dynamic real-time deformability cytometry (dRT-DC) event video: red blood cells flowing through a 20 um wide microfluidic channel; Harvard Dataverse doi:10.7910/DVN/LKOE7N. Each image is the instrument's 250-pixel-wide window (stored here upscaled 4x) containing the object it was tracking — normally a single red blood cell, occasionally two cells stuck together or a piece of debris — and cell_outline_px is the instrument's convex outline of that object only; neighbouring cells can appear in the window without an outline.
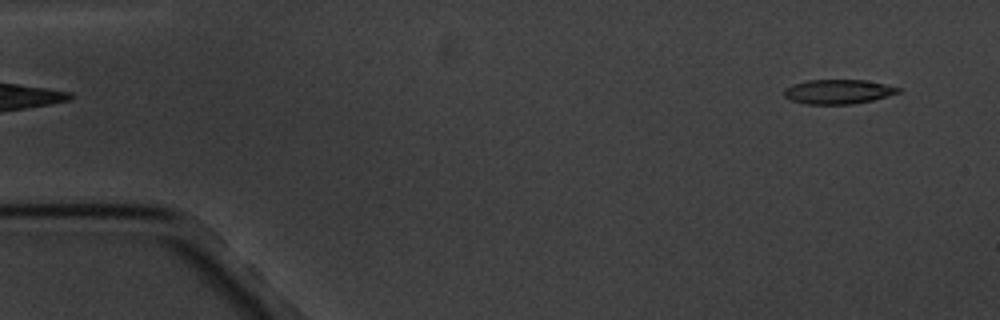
{"species": "common noctule bat (a hibernating species)", "species_latin": "Nyctalus noctula", "temperature_condition": "cold", "stored_images_in_passage": 16, "camera_frame_rate_fps": 3000, "um_per_image_px": 0.085, "animal": {"sex": "male", "body_mass_g": 20.1, "forearm_length_mm": 53.5}, "frame": {"image": 1, "passage_image": 1, "time_ms": 0.0, "image_size_px": [1000, 320], "cell_outline_px": [[900, 92], [888, 96], [872, 100], [852, 104], [804, 104], [792, 100], [784, 96], [784, 88], [792, 84], [808, 80], [864, 80], [884, 84], [900, 88]], "centroid_in_image_um": [71.21, 7.79], "position_along_channel_um": 13.8, "area_um2": 16.18}}
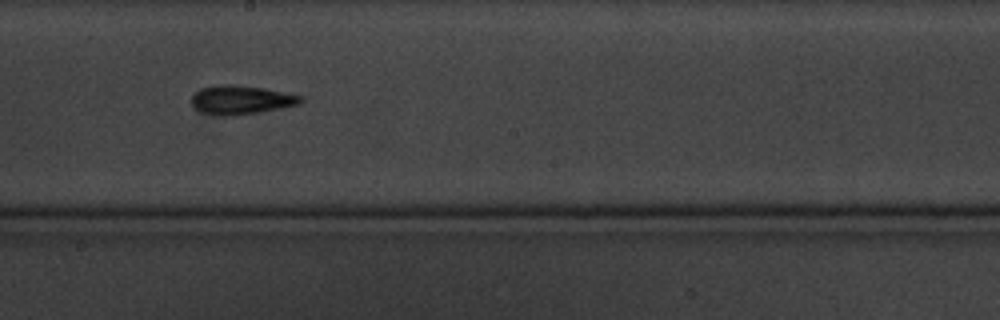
{"frame": {"image": 2, "passage_image": 9, "time_ms": 9.333, "image_size_px": [1000, 320], "cell_outline_px": [[304, 100], [300, 104], [280, 108], [256, 112], [224, 116], [216, 116], [200, 112], [192, 104], [192, 96], [200, 88], [216, 84], [232, 84], [260, 88], [304, 96]], "centroid_in_image_um": [20.46, 8.48], "position_along_channel_um": 227.7, "area_um2": 18.21}}
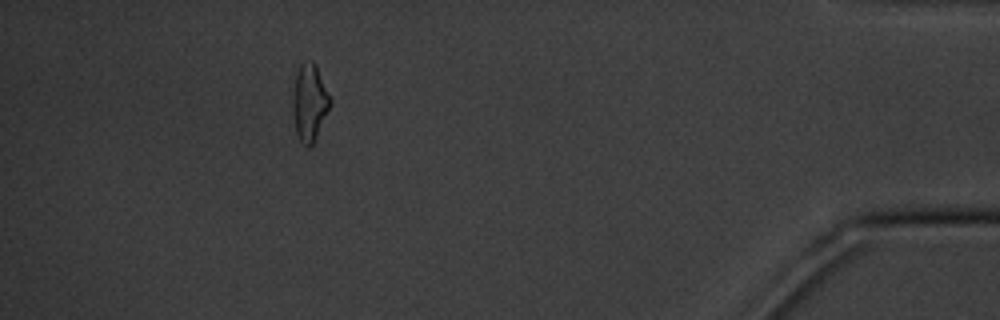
{"frame": {"image": 3, "passage_image": 15, "time_ms": 16.333, "image_size_px": [1000, 320], "cell_outline_px": [[332, 104], [312, 144], [308, 148], [300, 140], [296, 132], [292, 104], [292, 100], [296, 76], [300, 64], [312, 60], [316, 64], [332, 100]], "centroid_in_image_um": [26.33, 8.69], "position_along_channel_um": 408.9, "area_um2": 16.59}, "authors_computed_cell_mechanics": {"area_um2": 16.7909, "velocity_mm_per_s": 3.3785, "shape_relaxation_time_tau1_ms": 1.3645, "shape_relaxation_time_tau2_ms": 4.051, "deformation_change_tau1": 0.0917, "deformation_change_tau2": 0.1331}}